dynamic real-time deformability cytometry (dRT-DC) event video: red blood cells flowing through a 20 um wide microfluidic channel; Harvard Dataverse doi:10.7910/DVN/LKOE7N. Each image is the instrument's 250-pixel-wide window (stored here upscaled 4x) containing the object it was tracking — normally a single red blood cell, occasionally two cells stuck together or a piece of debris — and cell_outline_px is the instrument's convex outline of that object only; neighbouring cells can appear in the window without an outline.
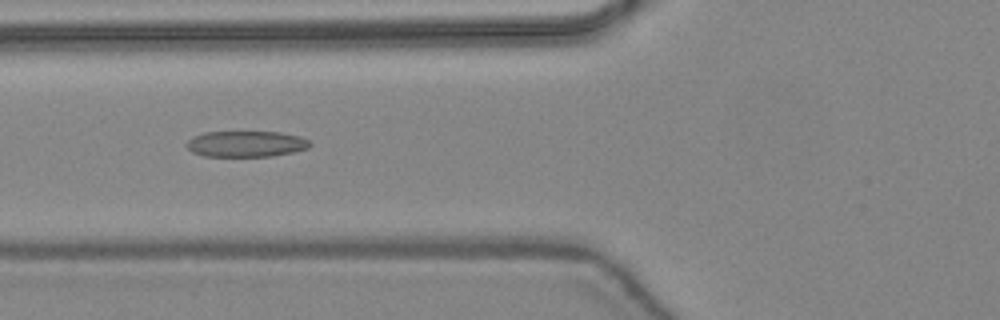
{"species": "common noctule bat (a hibernating species)", "species_latin": "Nyctalus noctula", "temperature_condition": "warm", "stored_images_in_passage": 47, "camera_frame_rate_fps": 3000, "um_per_image_px": 0.085, "animal": {"sex": "female", "body_mass_g": 24.6, "forearm_length_mm": 56.2}, "frame": {"image": 1, "passage_image": 19, "time_ms": 6.0, "image_size_px": [1000, 320], "cell_outline_px": [[312, 144], [308, 148], [292, 152], [272, 156], [204, 156], [192, 152], [184, 144], [192, 136], [204, 132], [280, 132], [300, 136], [308, 140]], "centroid_in_image_um": [20.89, 12.23], "position_along_channel_um": 104.9, "area_um2": 18.73}}
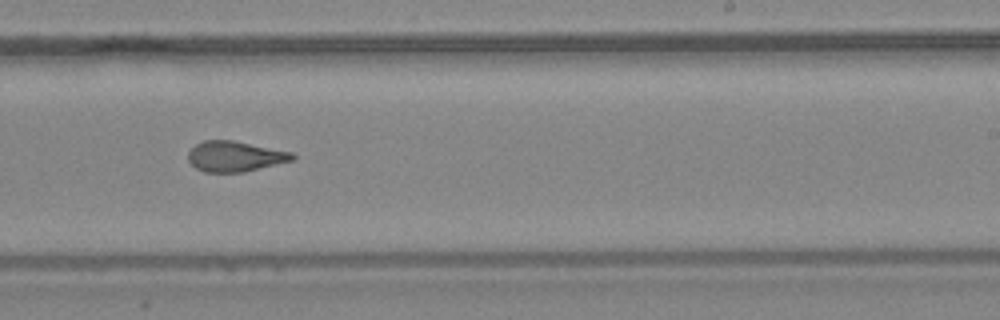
{"frame": {"image": 2, "passage_image": 30, "time_ms": 9.667, "image_size_px": [1000, 320], "cell_outline_px": [[296, 156], [292, 160], [244, 172], [204, 172], [196, 168], [188, 160], [188, 152], [196, 144], [204, 140], [232, 140], [292, 152]], "centroid_in_image_um": [19.95, 13.29], "position_along_channel_um": 269.1, "area_um2": 18.32}}
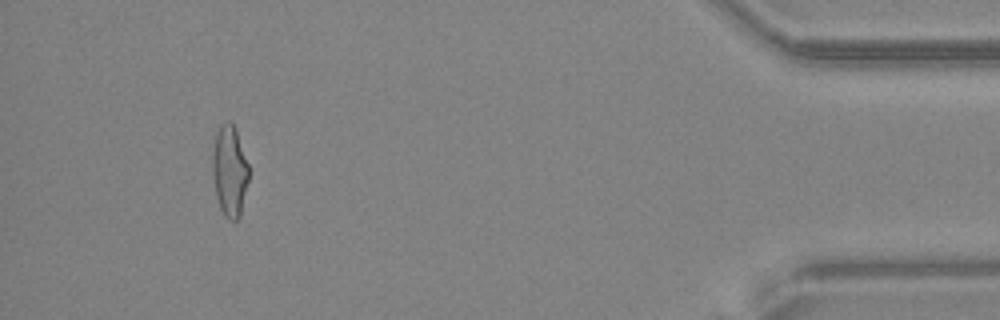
{"frame": {"image": 3, "passage_image": 44, "time_ms": 14.333, "image_size_px": [1000, 320], "cell_outline_px": [[248, 180], [240, 216], [236, 220], [228, 220], [224, 216], [220, 208], [216, 196], [212, 172], [212, 156], [216, 132], [220, 124], [228, 120], [232, 120], [236, 128], [248, 164]], "centroid_in_image_um": [19.51, 14.49], "position_along_channel_um": 415.7, "area_um2": 19.42}, "authors_computed_cell_mechanics": {"area_um2": 19.3052, "velocity_mm_per_s": 4.46, "shape_relaxation_time_tau1_ms": 10.9028, "shape_relaxation_time_tau2_ms": 1.247, "deformation_change_tau1": 0.2824, "deformation_change_tau2": 0.091}}